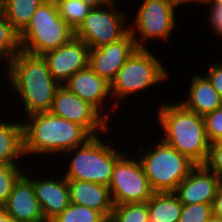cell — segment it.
I'll return each mask as SVG.
<instances>
[{"label":"cell","mask_w":222,"mask_h":222,"mask_svg":"<svg viewBox=\"0 0 222 222\" xmlns=\"http://www.w3.org/2000/svg\"><path fill=\"white\" fill-rule=\"evenodd\" d=\"M4 73H7L10 87L23 101L25 120L26 116L51 111L60 85L52 77L42 55L21 50L7 63Z\"/></svg>","instance_id":"1"},{"label":"cell","mask_w":222,"mask_h":222,"mask_svg":"<svg viewBox=\"0 0 222 222\" xmlns=\"http://www.w3.org/2000/svg\"><path fill=\"white\" fill-rule=\"evenodd\" d=\"M23 121L24 154H65L93 137L83 126L51 112L27 116ZM25 122V123H24Z\"/></svg>","instance_id":"2"},{"label":"cell","mask_w":222,"mask_h":222,"mask_svg":"<svg viewBox=\"0 0 222 222\" xmlns=\"http://www.w3.org/2000/svg\"><path fill=\"white\" fill-rule=\"evenodd\" d=\"M157 112L164 134L162 141L196 165H203L210 147L204 117L188 111L180 103L161 104Z\"/></svg>","instance_id":"3"},{"label":"cell","mask_w":222,"mask_h":222,"mask_svg":"<svg viewBox=\"0 0 222 222\" xmlns=\"http://www.w3.org/2000/svg\"><path fill=\"white\" fill-rule=\"evenodd\" d=\"M140 148V160L153 192H174L196 164L162 140L149 150ZM144 154V155H143Z\"/></svg>","instance_id":"4"},{"label":"cell","mask_w":222,"mask_h":222,"mask_svg":"<svg viewBox=\"0 0 222 222\" xmlns=\"http://www.w3.org/2000/svg\"><path fill=\"white\" fill-rule=\"evenodd\" d=\"M73 36L74 30L60 17L55 1L46 0L19 34L20 48L29 54L42 55L63 46Z\"/></svg>","instance_id":"5"},{"label":"cell","mask_w":222,"mask_h":222,"mask_svg":"<svg viewBox=\"0 0 222 222\" xmlns=\"http://www.w3.org/2000/svg\"><path fill=\"white\" fill-rule=\"evenodd\" d=\"M99 136H93L85 144L65 152L72 153L71 156L74 154L64 174L67 180H82L109 186L116 161L124 152L113 148L110 143H104Z\"/></svg>","instance_id":"6"},{"label":"cell","mask_w":222,"mask_h":222,"mask_svg":"<svg viewBox=\"0 0 222 222\" xmlns=\"http://www.w3.org/2000/svg\"><path fill=\"white\" fill-rule=\"evenodd\" d=\"M163 66V63L148 49H137L110 83L111 96L115 98L113 100L117 99L116 102H112L114 104L112 111L120 105L117 101L126 99L128 95L139 93L148 87H154L170 78L169 72Z\"/></svg>","instance_id":"7"},{"label":"cell","mask_w":222,"mask_h":222,"mask_svg":"<svg viewBox=\"0 0 222 222\" xmlns=\"http://www.w3.org/2000/svg\"><path fill=\"white\" fill-rule=\"evenodd\" d=\"M115 4L116 1H113L104 8L93 7L74 30V37L94 49L117 42L126 36L130 32V23L126 22L125 12L119 10Z\"/></svg>","instance_id":"8"},{"label":"cell","mask_w":222,"mask_h":222,"mask_svg":"<svg viewBox=\"0 0 222 222\" xmlns=\"http://www.w3.org/2000/svg\"><path fill=\"white\" fill-rule=\"evenodd\" d=\"M140 4L134 24L129 25L138 49H147L143 42L148 43V40L168 41L177 22L174 10L177 7L173 0H143ZM136 33L140 35L139 38Z\"/></svg>","instance_id":"9"},{"label":"cell","mask_w":222,"mask_h":222,"mask_svg":"<svg viewBox=\"0 0 222 222\" xmlns=\"http://www.w3.org/2000/svg\"><path fill=\"white\" fill-rule=\"evenodd\" d=\"M108 188L114 206L147 202L154 193L140 160L126 153L116 161Z\"/></svg>","instance_id":"10"},{"label":"cell","mask_w":222,"mask_h":222,"mask_svg":"<svg viewBox=\"0 0 222 222\" xmlns=\"http://www.w3.org/2000/svg\"><path fill=\"white\" fill-rule=\"evenodd\" d=\"M50 112L83 126L92 136L108 129L107 120L93 106L64 86L57 89Z\"/></svg>","instance_id":"11"},{"label":"cell","mask_w":222,"mask_h":222,"mask_svg":"<svg viewBox=\"0 0 222 222\" xmlns=\"http://www.w3.org/2000/svg\"><path fill=\"white\" fill-rule=\"evenodd\" d=\"M89 49L83 40L73 36L63 46L46 51L42 56L54 80L63 86L73 74L88 66Z\"/></svg>","instance_id":"12"},{"label":"cell","mask_w":222,"mask_h":222,"mask_svg":"<svg viewBox=\"0 0 222 222\" xmlns=\"http://www.w3.org/2000/svg\"><path fill=\"white\" fill-rule=\"evenodd\" d=\"M137 49L136 42L129 32L117 42L89 49L88 66L111 83L126 60Z\"/></svg>","instance_id":"13"},{"label":"cell","mask_w":222,"mask_h":222,"mask_svg":"<svg viewBox=\"0 0 222 222\" xmlns=\"http://www.w3.org/2000/svg\"><path fill=\"white\" fill-rule=\"evenodd\" d=\"M222 180L204 165H196L174 193L182 204H212Z\"/></svg>","instance_id":"14"},{"label":"cell","mask_w":222,"mask_h":222,"mask_svg":"<svg viewBox=\"0 0 222 222\" xmlns=\"http://www.w3.org/2000/svg\"><path fill=\"white\" fill-rule=\"evenodd\" d=\"M63 86L93 106L106 120L109 119V113L100 111L105 107L106 98H109L107 101L112 102L110 82L89 66L73 74Z\"/></svg>","instance_id":"15"},{"label":"cell","mask_w":222,"mask_h":222,"mask_svg":"<svg viewBox=\"0 0 222 222\" xmlns=\"http://www.w3.org/2000/svg\"><path fill=\"white\" fill-rule=\"evenodd\" d=\"M29 176L24 172L18 178L6 204L2 207L16 222H27L44 217Z\"/></svg>","instance_id":"16"},{"label":"cell","mask_w":222,"mask_h":222,"mask_svg":"<svg viewBox=\"0 0 222 222\" xmlns=\"http://www.w3.org/2000/svg\"><path fill=\"white\" fill-rule=\"evenodd\" d=\"M32 176L35 196L38 199L44 217L53 220L69 204V186L65 177L46 179ZM46 179V180H44Z\"/></svg>","instance_id":"17"},{"label":"cell","mask_w":222,"mask_h":222,"mask_svg":"<svg viewBox=\"0 0 222 222\" xmlns=\"http://www.w3.org/2000/svg\"><path fill=\"white\" fill-rule=\"evenodd\" d=\"M67 181L70 203L94 209L109 221L114 205L107 186L82 180Z\"/></svg>","instance_id":"18"},{"label":"cell","mask_w":222,"mask_h":222,"mask_svg":"<svg viewBox=\"0 0 222 222\" xmlns=\"http://www.w3.org/2000/svg\"><path fill=\"white\" fill-rule=\"evenodd\" d=\"M191 79L188 98L179 102L185 109L204 117L222 106V98L206 76L193 74Z\"/></svg>","instance_id":"19"},{"label":"cell","mask_w":222,"mask_h":222,"mask_svg":"<svg viewBox=\"0 0 222 222\" xmlns=\"http://www.w3.org/2000/svg\"><path fill=\"white\" fill-rule=\"evenodd\" d=\"M24 156L23 122L0 120V165H18Z\"/></svg>","instance_id":"20"},{"label":"cell","mask_w":222,"mask_h":222,"mask_svg":"<svg viewBox=\"0 0 222 222\" xmlns=\"http://www.w3.org/2000/svg\"><path fill=\"white\" fill-rule=\"evenodd\" d=\"M147 206L150 222H179L183 204L174 192H154Z\"/></svg>","instance_id":"21"},{"label":"cell","mask_w":222,"mask_h":222,"mask_svg":"<svg viewBox=\"0 0 222 222\" xmlns=\"http://www.w3.org/2000/svg\"><path fill=\"white\" fill-rule=\"evenodd\" d=\"M46 0H2V11L20 34L31 21L36 9Z\"/></svg>","instance_id":"22"},{"label":"cell","mask_w":222,"mask_h":222,"mask_svg":"<svg viewBox=\"0 0 222 222\" xmlns=\"http://www.w3.org/2000/svg\"><path fill=\"white\" fill-rule=\"evenodd\" d=\"M21 51L19 33L7 20L3 11L0 13V59L8 63L17 53Z\"/></svg>","instance_id":"23"},{"label":"cell","mask_w":222,"mask_h":222,"mask_svg":"<svg viewBox=\"0 0 222 222\" xmlns=\"http://www.w3.org/2000/svg\"><path fill=\"white\" fill-rule=\"evenodd\" d=\"M60 17L75 30L93 8L84 0H54Z\"/></svg>","instance_id":"24"},{"label":"cell","mask_w":222,"mask_h":222,"mask_svg":"<svg viewBox=\"0 0 222 222\" xmlns=\"http://www.w3.org/2000/svg\"><path fill=\"white\" fill-rule=\"evenodd\" d=\"M108 222H150L147 202L113 206Z\"/></svg>","instance_id":"25"},{"label":"cell","mask_w":222,"mask_h":222,"mask_svg":"<svg viewBox=\"0 0 222 222\" xmlns=\"http://www.w3.org/2000/svg\"><path fill=\"white\" fill-rule=\"evenodd\" d=\"M53 222H108L98 211L82 205L70 203Z\"/></svg>","instance_id":"26"},{"label":"cell","mask_w":222,"mask_h":222,"mask_svg":"<svg viewBox=\"0 0 222 222\" xmlns=\"http://www.w3.org/2000/svg\"><path fill=\"white\" fill-rule=\"evenodd\" d=\"M21 169L18 165H0V208L6 204L14 183L24 173Z\"/></svg>","instance_id":"27"},{"label":"cell","mask_w":222,"mask_h":222,"mask_svg":"<svg viewBox=\"0 0 222 222\" xmlns=\"http://www.w3.org/2000/svg\"><path fill=\"white\" fill-rule=\"evenodd\" d=\"M212 216V204H183L179 222H207Z\"/></svg>","instance_id":"28"},{"label":"cell","mask_w":222,"mask_h":222,"mask_svg":"<svg viewBox=\"0 0 222 222\" xmlns=\"http://www.w3.org/2000/svg\"><path fill=\"white\" fill-rule=\"evenodd\" d=\"M207 139L210 143L222 139V106L204 116Z\"/></svg>","instance_id":"29"},{"label":"cell","mask_w":222,"mask_h":222,"mask_svg":"<svg viewBox=\"0 0 222 222\" xmlns=\"http://www.w3.org/2000/svg\"><path fill=\"white\" fill-rule=\"evenodd\" d=\"M203 165L222 180V142L220 140L210 143L208 156Z\"/></svg>","instance_id":"30"},{"label":"cell","mask_w":222,"mask_h":222,"mask_svg":"<svg viewBox=\"0 0 222 222\" xmlns=\"http://www.w3.org/2000/svg\"><path fill=\"white\" fill-rule=\"evenodd\" d=\"M207 5H211L208 19L212 30L222 39V3H207Z\"/></svg>","instance_id":"31"},{"label":"cell","mask_w":222,"mask_h":222,"mask_svg":"<svg viewBox=\"0 0 222 222\" xmlns=\"http://www.w3.org/2000/svg\"><path fill=\"white\" fill-rule=\"evenodd\" d=\"M210 68L205 76L212 83L213 88L218 92L219 96L222 98V63L210 64Z\"/></svg>","instance_id":"32"},{"label":"cell","mask_w":222,"mask_h":222,"mask_svg":"<svg viewBox=\"0 0 222 222\" xmlns=\"http://www.w3.org/2000/svg\"><path fill=\"white\" fill-rule=\"evenodd\" d=\"M213 216L222 219V183L212 203Z\"/></svg>","instance_id":"33"},{"label":"cell","mask_w":222,"mask_h":222,"mask_svg":"<svg viewBox=\"0 0 222 222\" xmlns=\"http://www.w3.org/2000/svg\"><path fill=\"white\" fill-rule=\"evenodd\" d=\"M92 7H104L112 3L114 0H84Z\"/></svg>","instance_id":"34"},{"label":"cell","mask_w":222,"mask_h":222,"mask_svg":"<svg viewBox=\"0 0 222 222\" xmlns=\"http://www.w3.org/2000/svg\"><path fill=\"white\" fill-rule=\"evenodd\" d=\"M173 2H174V5L176 6V7H178L179 5H185V4H190L191 5V3H193V5H194V3H196V4H198V3H201V4H204L205 6H206V4H207V0H173Z\"/></svg>","instance_id":"35"},{"label":"cell","mask_w":222,"mask_h":222,"mask_svg":"<svg viewBox=\"0 0 222 222\" xmlns=\"http://www.w3.org/2000/svg\"><path fill=\"white\" fill-rule=\"evenodd\" d=\"M0 222H16L3 208H0Z\"/></svg>","instance_id":"36"},{"label":"cell","mask_w":222,"mask_h":222,"mask_svg":"<svg viewBox=\"0 0 222 222\" xmlns=\"http://www.w3.org/2000/svg\"><path fill=\"white\" fill-rule=\"evenodd\" d=\"M27 222H53V220L48 219L46 217H42V218H39V219H36V220L27 221Z\"/></svg>","instance_id":"37"},{"label":"cell","mask_w":222,"mask_h":222,"mask_svg":"<svg viewBox=\"0 0 222 222\" xmlns=\"http://www.w3.org/2000/svg\"><path fill=\"white\" fill-rule=\"evenodd\" d=\"M207 222H222V219L212 216Z\"/></svg>","instance_id":"38"},{"label":"cell","mask_w":222,"mask_h":222,"mask_svg":"<svg viewBox=\"0 0 222 222\" xmlns=\"http://www.w3.org/2000/svg\"><path fill=\"white\" fill-rule=\"evenodd\" d=\"M207 3H222V0H207Z\"/></svg>","instance_id":"39"},{"label":"cell","mask_w":222,"mask_h":222,"mask_svg":"<svg viewBox=\"0 0 222 222\" xmlns=\"http://www.w3.org/2000/svg\"><path fill=\"white\" fill-rule=\"evenodd\" d=\"M2 12V0H0V13Z\"/></svg>","instance_id":"40"}]
</instances>
